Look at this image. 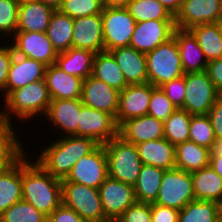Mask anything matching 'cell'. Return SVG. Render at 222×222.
<instances>
[{"mask_svg": "<svg viewBox=\"0 0 222 222\" xmlns=\"http://www.w3.org/2000/svg\"><path fill=\"white\" fill-rule=\"evenodd\" d=\"M28 158L25 151L22 154V199L48 217L62 204V180L53 177L35 159Z\"/></svg>", "mask_w": 222, "mask_h": 222, "instance_id": "obj_1", "label": "cell"}, {"mask_svg": "<svg viewBox=\"0 0 222 222\" xmlns=\"http://www.w3.org/2000/svg\"><path fill=\"white\" fill-rule=\"evenodd\" d=\"M99 144L91 138L80 136H59L56 141L43 147L35 161L53 177L63 180L72 167Z\"/></svg>", "mask_w": 222, "mask_h": 222, "instance_id": "obj_2", "label": "cell"}, {"mask_svg": "<svg viewBox=\"0 0 222 222\" xmlns=\"http://www.w3.org/2000/svg\"><path fill=\"white\" fill-rule=\"evenodd\" d=\"M2 102L4 111H0V116L3 119L12 123L15 122L13 117H16V121L19 118L25 123L39 115H46L51 98L45 81L39 80L13 90Z\"/></svg>", "mask_w": 222, "mask_h": 222, "instance_id": "obj_3", "label": "cell"}, {"mask_svg": "<svg viewBox=\"0 0 222 222\" xmlns=\"http://www.w3.org/2000/svg\"><path fill=\"white\" fill-rule=\"evenodd\" d=\"M103 145L108 161V177L134 186L143 166L136 145L119 135Z\"/></svg>", "mask_w": 222, "mask_h": 222, "instance_id": "obj_4", "label": "cell"}, {"mask_svg": "<svg viewBox=\"0 0 222 222\" xmlns=\"http://www.w3.org/2000/svg\"><path fill=\"white\" fill-rule=\"evenodd\" d=\"M146 55L148 83L160 87L185 73L181 64L180 52L174 38L157 46Z\"/></svg>", "mask_w": 222, "mask_h": 222, "instance_id": "obj_5", "label": "cell"}, {"mask_svg": "<svg viewBox=\"0 0 222 222\" xmlns=\"http://www.w3.org/2000/svg\"><path fill=\"white\" fill-rule=\"evenodd\" d=\"M62 204L87 222H107L99 190L75 182H62Z\"/></svg>", "mask_w": 222, "mask_h": 222, "instance_id": "obj_6", "label": "cell"}, {"mask_svg": "<svg viewBox=\"0 0 222 222\" xmlns=\"http://www.w3.org/2000/svg\"><path fill=\"white\" fill-rule=\"evenodd\" d=\"M185 96L181 109L190 115H206L222 95L214 86L206 71L184 74Z\"/></svg>", "mask_w": 222, "mask_h": 222, "instance_id": "obj_7", "label": "cell"}, {"mask_svg": "<svg viewBox=\"0 0 222 222\" xmlns=\"http://www.w3.org/2000/svg\"><path fill=\"white\" fill-rule=\"evenodd\" d=\"M195 200L191 172L177 168L165 170L154 204L182 210Z\"/></svg>", "mask_w": 222, "mask_h": 222, "instance_id": "obj_8", "label": "cell"}, {"mask_svg": "<svg viewBox=\"0 0 222 222\" xmlns=\"http://www.w3.org/2000/svg\"><path fill=\"white\" fill-rule=\"evenodd\" d=\"M102 27L105 51L130 46L136 22L127 8H103Z\"/></svg>", "mask_w": 222, "mask_h": 222, "instance_id": "obj_9", "label": "cell"}, {"mask_svg": "<svg viewBox=\"0 0 222 222\" xmlns=\"http://www.w3.org/2000/svg\"><path fill=\"white\" fill-rule=\"evenodd\" d=\"M108 177V161L104 145L99 144L91 153L83 156L62 182H75L99 189Z\"/></svg>", "mask_w": 222, "mask_h": 222, "instance_id": "obj_10", "label": "cell"}, {"mask_svg": "<svg viewBox=\"0 0 222 222\" xmlns=\"http://www.w3.org/2000/svg\"><path fill=\"white\" fill-rule=\"evenodd\" d=\"M118 135L115 118L104 111L82 105L79 112L78 136L105 144Z\"/></svg>", "mask_w": 222, "mask_h": 222, "instance_id": "obj_11", "label": "cell"}, {"mask_svg": "<svg viewBox=\"0 0 222 222\" xmlns=\"http://www.w3.org/2000/svg\"><path fill=\"white\" fill-rule=\"evenodd\" d=\"M10 40L15 54L34 59L46 66L55 64L58 53L46 33L17 31Z\"/></svg>", "mask_w": 222, "mask_h": 222, "instance_id": "obj_12", "label": "cell"}, {"mask_svg": "<svg viewBox=\"0 0 222 222\" xmlns=\"http://www.w3.org/2000/svg\"><path fill=\"white\" fill-rule=\"evenodd\" d=\"M175 29V20H147L136 23L130 47L146 54L173 38Z\"/></svg>", "mask_w": 222, "mask_h": 222, "instance_id": "obj_13", "label": "cell"}, {"mask_svg": "<svg viewBox=\"0 0 222 222\" xmlns=\"http://www.w3.org/2000/svg\"><path fill=\"white\" fill-rule=\"evenodd\" d=\"M221 16L222 0H183L175 16V26L189 30L196 25L215 23Z\"/></svg>", "mask_w": 222, "mask_h": 222, "instance_id": "obj_14", "label": "cell"}, {"mask_svg": "<svg viewBox=\"0 0 222 222\" xmlns=\"http://www.w3.org/2000/svg\"><path fill=\"white\" fill-rule=\"evenodd\" d=\"M99 194L105 217L115 221L128 207L136 202L134 187L107 177L100 186Z\"/></svg>", "mask_w": 222, "mask_h": 222, "instance_id": "obj_15", "label": "cell"}, {"mask_svg": "<svg viewBox=\"0 0 222 222\" xmlns=\"http://www.w3.org/2000/svg\"><path fill=\"white\" fill-rule=\"evenodd\" d=\"M151 96V83L128 85L120 91L115 117L117 126L128 119L147 115Z\"/></svg>", "mask_w": 222, "mask_h": 222, "instance_id": "obj_16", "label": "cell"}, {"mask_svg": "<svg viewBox=\"0 0 222 222\" xmlns=\"http://www.w3.org/2000/svg\"><path fill=\"white\" fill-rule=\"evenodd\" d=\"M72 47L95 54L105 51L101 14L73 19Z\"/></svg>", "mask_w": 222, "mask_h": 222, "instance_id": "obj_17", "label": "cell"}, {"mask_svg": "<svg viewBox=\"0 0 222 222\" xmlns=\"http://www.w3.org/2000/svg\"><path fill=\"white\" fill-rule=\"evenodd\" d=\"M119 92L104 81L88 76L83 81L81 101L84 105L111 114L118 110Z\"/></svg>", "mask_w": 222, "mask_h": 222, "instance_id": "obj_18", "label": "cell"}, {"mask_svg": "<svg viewBox=\"0 0 222 222\" xmlns=\"http://www.w3.org/2000/svg\"><path fill=\"white\" fill-rule=\"evenodd\" d=\"M82 105L81 98L51 100L44 117L53 127H59L58 130L64 132L63 137L78 136L79 112Z\"/></svg>", "mask_w": 222, "mask_h": 222, "instance_id": "obj_19", "label": "cell"}, {"mask_svg": "<svg viewBox=\"0 0 222 222\" xmlns=\"http://www.w3.org/2000/svg\"><path fill=\"white\" fill-rule=\"evenodd\" d=\"M46 65L14 53L5 85V98L18 88L44 80Z\"/></svg>", "mask_w": 222, "mask_h": 222, "instance_id": "obj_20", "label": "cell"}, {"mask_svg": "<svg viewBox=\"0 0 222 222\" xmlns=\"http://www.w3.org/2000/svg\"><path fill=\"white\" fill-rule=\"evenodd\" d=\"M118 135L133 144L164 138V122L149 115L126 120L118 127Z\"/></svg>", "mask_w": 222, "mask_h": 222, "instance_id": "obj_21", "label": "cell"}, {"mask_svg": "<svg viewBox=\"0 0 222 222\" xmlns=\"http://www.w3.org/2000/svg\"><path fill=\"white\" fill-rule=\"evenodd\" d=\"M44 81L51 100L81 98L84 79L67 74L55 64L46 67Z\"/></svg>", "mask_w": 222, "mask_h": 222, "instance_id": "obj_22", "label": "cell"}, {"mask_svg": "<svg viewBox=\"0 0 222 222\" xmlns=\"http://www.w3.org/2000/svg\"><path fill=\"white\" fill-rule=\"evenodd\" d=\"M123 72L128 85L148 83L145 53L133 47H120L109 51Z\"/></svg>", "mask_w": 222, "mask_h": 222, "instance_id": "obj_23", "label": "cell"}, {"mask_svg": "<svg viewBox=\"0 0 222 222\" xmlns=\"http://www.w3.org/2000/svg\"><path fill=\"white\" fill-rule=\"evenodd\" d=\"M173 38L178 45L184 73L206 71L208 61L194 35L189 30L176 28Z\"/></svg>", "mask_w": 222, "mask_h": 222, "instance_id": "obj_24", "label": "cell"}, {"mask_svg": "<svg viewBox=\"0 0 222 222\" xmlns=\"http://www.w3.org/2000/svg\"><path fill=\"white\" fill-rule=\"evenodd\" d=\"M136 147L142 164L163 170L175 168V146L165 138L141 142Z\"/></svg>", "mask_w": 222, "mask_h": 222, "instance_id": "obj_25", "label": "cell"}, {"mask_svg": "<svg viewBox=\"0 0 222 222\" xmlns=\"http://www.w3.org/2000/svg\"><path fill=\"white\" fill-rule=\"evenodd\" d=\"M54 11L38 1L19 5L17 31L46 33Z\"/></svg>", "mask_w": 222, "mask_h": 222, "instance_id": "obj_26", "label": "cell"}, {"mask_svg": "<svg viewBox=\"0 0 222 222\" xmlns=\"http://www.w3.org/2000/svg\"><path fill=\"white\" fill-rule=\"evenodd\" d=\"M22 200V155L0 172V215Z\"/></svg>", "mask_w": 222, "mask_h": 222, "instance_id": "obj_27", "label": "cell"}, {"mask_svg": "<svg viewBox=\"0 0 222 222\" xmlns=\"http://www.w3.org/2000/svg\"><path fill=\"white\" fill-rule=\"evenodd\" d=\"M195 200L222 205V177L210 166L191 172Z\"/></svg>", "mask_w": 222, "mask_h": 222, "instance_id": "obj_28", "label": "cell"}, {"mask_svg": "<svg viewBox=\"0 0 222 222\" xmlns=\"http://www.w3.org/2000/svg\"><path fill=\"white\" fill-rule=\"evenodd\" d=\"M95 53L71 47L57 55L55 65L67 74L86 79L92 73Z\"/></svg>", "mask_w": 222, "mask_h": 222, "instance_id": "obj_29", "label": "cell"}, {"mask_svg": "<svg viewBox=\"0 0 222 222\" xmlns=\"http://www.w3.org/2000/svg\"><path fill=\"white\" fill-rule=\"evenodd\" d=\"M210 149L190 140L175 146V168L186 172L200 170L210 165Z\"/></svg>", "mask_w": 222, "mask_h": 222, "instance_id": "obj_30", "label": "cell"}, {"mask_svg": "<svg viewBox=\"0 0 222 222\" xmlns=\"http://www.w3.org/2000/svg\"><path fill=\"white\" fill-rule=\"evenodd\" d=\"M91 76L104 81L118 91H122L128 86L125 76L117 65L115 58L107 51L95 54Z\"/></svg>", "mask_w": 222, "mask_h": 222, "instance_id": "obj_31", "label": "cell"}, {"mask_svg": "<svg viewBox=\"0 0 222 222\" xmlns=\"http://www.w3.org/2000/svg\"><path fill=\"white\" fill-rule=\"evenodd\" d=\"M13 124L0 116V172L7 169L26 151Z\"/></svg>", "mask_w": 222, "mask_h": 222, "instance_id": "obj_32", "label": "cell"}, {"mask_svg": "<svg viewBox=\"0 0 222 222\" xmlns=\"http://www.w3.org/2000/svg\"><path fill=\"white\" fill-rule=\"evenodd\" d=\"M164 171L161 168L143 164L133 186L137 202L154 203L156 201Z\"/></svg>", "mask_w": 222, "mask_h": 222, "instance_id": "obj_33", "label": "cell"}, {"mask_svg": "<svg viewBox=\"0 0 222 222\" xmlns=\"http://www.w3.org/2000/svg\"><path fill=\"white\" fill-rule=\"evenodd\" d=\"M46 34L57 53L69 50L72 47L73 19L60 10H55Z\"/></svg>", "mask_w": 222, "mask_h": 222, "instance_id": "obj_34", "label": "cell"}, {"mask_svg": "<svg viewBox=\"0 0 222 222\" xmlns=\"http://www.w3.org/2000/svg\"><path fill=\"white\" fill-rule=\"evenodd\" d=\"M189 31L196 38L208 62L222 57V36L217 22L196 25Z\"/></svg>", "mask_w": 222, "mask_h": 222, "instance_id": "obj_35", "label": "cell"}, {"mask_svg": "<svg viewBox=\"0 0 222 222\" xmlns=\"http://www.w3.org/2000/svg\"><path fill=\"white\" fill-rule=\"evenodd\" d=\"M222 205L194 200L179 211L178 222H221Z\"/></svg>", "mask_w": 222, "mask_h": 222, "instance_id": "obj_36", "label": "cell"}, {"mask_svg": "<svg viewBox=\"0 0 222 222\" xmlns=\"http://www.w3.org/2000/svg\"><path fill=\"white\" fill-rule=\"evenodd\" d=\"M191 117L186 110L177 108L164 121V138L174 146L189 140Z\"/></svg>", "mask_w": 222, "mask_h": 222, "instance_id": "obj_37", "label": "cell"}, {"mask_svg": "<svg viewBox=\"0 0 222 222\" xmlns=\"http://www.w3.org/2000/svg\"><path fill=\"white\" fill-rule=\"evenodd\" d=\"M126 8L136 23L147 20H175L158 0H131Z\"/></svg>", "mask_w": 222, "mask_h": 222, "instance_id": "obj_38", "label": "cell"}, {"mask_svg": "<svg viewBox=\"0 0 222 222\" xmlns=\"http://www.w3.org/2000/svg\"><path fill=\"white\" fill-rule=\"evenodd\" d=\"M48 217L23 199L0 215V222H47Z\"/></svg>", "mask_w": 222, "mask_h": 222, "instance_id": "obj_39", "label": "cell"}, {"mask_svg": "<svg viewBox=\"0 0 222 222\" xmlns=\"http://www.w3.org/2000/svg\"><path fill=\"white\" fill-rule=\"evenodd\" d=\"M215 139L213 126L208 115H192L189 140L211 149Z\"/></svg>", "mask_w": 222, "mask_h": 222, "instance_id": "obj_40", "label": "cell"}, {"mask_svg": "<svg viewBox=\"0 0 222 222\" xmlns=\"http://www.w3.org/2000/svg\"><path fill=\"white\" fill-rule=\"evenodd\" d=\"M18 9L17 0H0V37L7 38V41H10L8 36L12 37L17 32Z\"/></svg>", "mask_w": 222, "mask_h": 222, "instance_id": "obj_41", "label": "cell"}, {"mask_svg": "<svg viewBox=\"0 0 222 222\" xmlns=\"http://www.w3.org/2000/svg\"><path fill=\"white\" fill-rule=\"evenodd\" d=\"M58 10L75 19L101 14L103 7L100 0H63Z\"/></svg>", "mask_w": 222, "mask_h": 222, "instance_id": "obj_42", "label": "cell"}, {"mask_svg": "<svg viewBox=\"0 0 222 222\" xmlns=\"http://www.w3.org/2000/svg\"><path fill=\"white\" fill-rule=\"evenodd\" d=\"M176 109L177 107L169 100L161 87L152 85V96L147 115L164 122Z\"/></svg>", "mask_w": 222, "mask_h": 222, "instance_id": "obj_43", "label": "cell"}, {"mask_svg": "<svg viewBox=\"0 0 222 222\" xmlns=\"http://www.w3.org/2000/svg\"><path fill=\"white\" fill-rule=\"evenodd\" d=\"M115 221L117 222H152L151 203L135 202Z\"/></svg>", "mask_w": 222, "mask_h": 222, "instance_id": "obj_44", "label": "cell"}, {"mask_svg": "<svg viewBox=\"0 0 222 222\" xmlns=\"http://www.w3.org/2000/svg\"><path fill=\"white\" fill-rule=\"evenodd\" d=\"M165 92L169 100L177 107L182 108L185 96V79L184 75L178 78L172 79L160 86Z\"/></svg>", "mask_w": 222, "mask_h": 222, "instance_id": "obj_45", "label": "cell"}, {"mask_svg": "<svg viewBox=\"0 0 222 222\" xmlns=\"http://www.w3.org/2000/svg\"><path fill=\"white\" fill-rule=\"evenodd\" d=\"M7 43V45L5 46L0 45V91H2L3 93L1 94L4 98H2V100L5 99V85H6V80H7V76L10 70V65L11 62L13 60V56H14V50L10 44V42H2ZM9 44V45H8Z\"/></svg>", "mask_w": 222, "mask_h": 222, "instance_id": "obj_46", "label": "cell"}, {"mask_svg": "<svg viewBox=\"0 0 222 222\" xmlns=\"http://www.w3.org/2000/svg\"><path fill=\"white\" fill-rule=\"evenodd\" d=\"M152 222H178L179 210L151 203Z\"/></svg>", "mask_w": 222, "mask_h": 222, "instance_id": "obj_47", "label": "cell"}, {"mask_svg": "<svg viewBox=\"0 0 222 222\" xmlns=\"http://www.w3.org/2000/svg\"><path fill=\"white\" fill-rule=\"evenodd\" d=\"M47 222H87L81 218L73 209L61 204L47 219Z\"/></svg>", "mask_w": 222, "mask_h": 222, "instance_id": "obj_48", "label": "cell"}, {"mask_svg": "<svg viewBox=\"0 0 222 222\" xmlns=\"http://www.w3.org/2000/svg\"><path fill=\"white\" fill-rule=\"evenodd\" d=\"M207 115L213 126L215 138H222V95L215 101Z\"/></svg>", "mask_w": 222, "mask_h": 222, "instance_id": "obj_49", "label": "cell"}, {"mask_svg": "<svg viewBox=\"0 0 222 222\" xmlns=\"http://www.w3.org/2000/svg\"><path fill=\"white\" fill-rule=\"evenodd\" d=\"M206 72L216 89L222 94V57L209 61Z\"/></svg>", "mask_w": 222, "mask_h": 222, "instance_id": "obj_50", "label": "cell"}, {"mask_svg": "<svg viewBox=\"0 0 222 222\" xmlns=\"http://www.w3.org/2000/svg\"><path fill=\"white\" fill-rule=\"evenodd\" d=\"M175 17L179 12L183 0H158Z\"/></svg>", "mask_w": 222, "mask_h": 222, "instance_id": "obj_51", "label": "cell"}, {"mask_svg": "<svg viewBox=\"0 0 222 222\" xmlns=\"http://www.w3.org/2000/svg\"><path fill=\"white\" fill-rule=\"evenodd\" d=\"M103 8H126L131 0H100Z\"/></svg>", "mask_w": 222, "mask_h": 222, "instance_id": "obj_52", "label": "cell"}, {"mask_svg": "<svg viewBox=\"0 0 222 222\" xmlns=\"http://www.w3.org/2000/svg\"><path fill=\"white\" fill-rule=\"evenodd\" d=\"M210 157H222V138H216L210 149Z\"/></svg>", "mask_w": 222, "mask_h": 222, "instance_id": "obj_53", "label": "cell"}, {"mask_svg": "<svg viewBox=\"0 0 222 222\" xmlns=\"http://www.w3.org/2000/svg\"><path fill=\"white\" fill-rule=\"evenodd\" d=\"M209 166L222 177V157H210Z\"/></svg>", "mask_w": 222, "mask_h": 222, "instance_id": "obj_54", "label": "cell"}, {"mask_svg": "<svg viewBox=\"0 0 222 222\" xmlns=\"http://www.w3.org/2000/svg\"><path fill=\"white\" fill-rule=\"evenodd\" d=\"M37 1L51 7L54 10H58L63 0H37Z\"/></svg>", "mask_w": 222, "mask_h": 222, "instance_id": "obj_55", "label": "cell"}, {"mask_svg": "<svg viewBox=\"0 0 222 222\" xmlns=\"http://www.w3.org/2000/svg\"><path fill=\"white\" fill-rule=\"evenodd\" d=\"M217 24H218L219 32L222 36V16L218 19Z\"/></svg>", "mask_w": 222, "mask_h": 222, "instance_id": "obj_56", "label": "cell"}, {"mask_svg": "<svg viewBox=\"0 0 222 222\" xmlns=\"http://www.w3.org/2000/svg\"><path fill=\"white\" fill-rule=\"evenodd\" d=\"M35 1H37V0H17L19 5L24 4V3H28V2H35Z\"/></svg>", "mask_w": 222, "mask_h": 222, "instance_id": "obj_57", "label": "cell"}]
</instances>
